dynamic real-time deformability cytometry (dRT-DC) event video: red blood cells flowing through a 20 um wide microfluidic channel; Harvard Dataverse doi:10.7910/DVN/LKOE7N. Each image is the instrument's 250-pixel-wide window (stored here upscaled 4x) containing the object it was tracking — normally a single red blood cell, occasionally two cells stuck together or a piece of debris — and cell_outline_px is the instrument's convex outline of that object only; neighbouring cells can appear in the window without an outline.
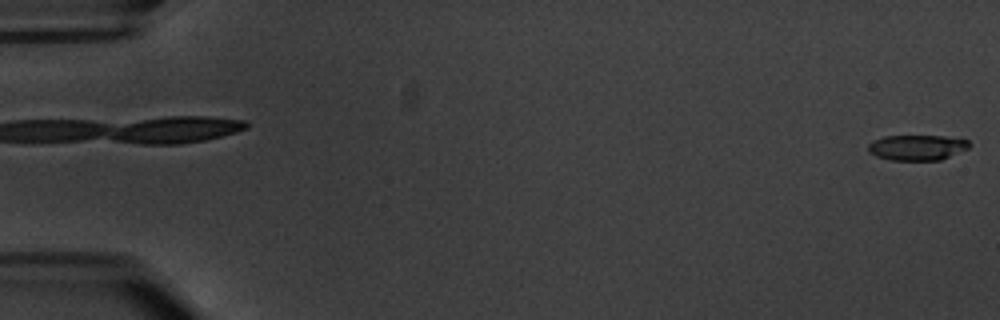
{"species": "common noctule bat (a hibernating species)", "species_latin": "Nyctalus noctula", "temperature_condition": "warm", "stored_images_in_passage": 4, "segment_of_instrument_passage": [2, 2], "camera_frame_rate_fps": 3000, "um_per_image_px": 0.085, "animal": {"sex": "male", "body_mass_g": 20.1, "forearm_length_mm": 53.5}, "frame": {"image": 1, "passage_image": 4, "time_ms": 3.333, "image_size_px": [1000, 320], "cell_outline_px": [[972, 144], [968, 148], [940, 160], [892, 160], [876, 156], [868, 152], [868, 144], [872, 140], [884, 136], [944, 136], [968, 140]], "centroid_in_image_um": [77.93, 12.53], "position_along_channel_um": 7.1, "area_um2": 14.97}}